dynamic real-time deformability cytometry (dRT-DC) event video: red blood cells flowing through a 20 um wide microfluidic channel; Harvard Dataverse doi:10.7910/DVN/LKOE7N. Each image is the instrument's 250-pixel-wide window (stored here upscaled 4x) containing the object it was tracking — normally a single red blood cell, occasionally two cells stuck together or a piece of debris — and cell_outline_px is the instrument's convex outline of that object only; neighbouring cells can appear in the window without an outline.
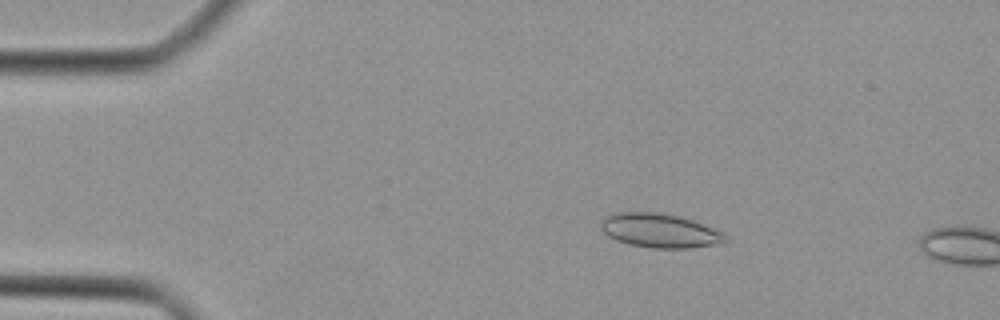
{"species": "Egyptian fruit bat (a non-hibernating species)", "species_latin": "Rousettus aegyptiacus", "temperature_condition": "cold", "stored_images_in_passage": 3, "camera_frame_rate_fps": 3000, "um_per_image_px": 0.085, "animal": {"sex": "female"}, "frame": {"image": 1, "passage_image": 1, "time_ms": 0.0, "image_size_px": [1000, 320], "cell_outline_px": [[732, 240], [720, 244], [688, 248], [652, 248], [628, 244], [616, 240], [608, 236], [600, 228], [600, 220], [604, 216], [612, 212], [656, 212], [676, 216], [692, 220], [724, 232]], "centroid_in_image_um": [56.09, 19.61], "position_along_channel_um": 28.9, "area_um2": 25.09}}